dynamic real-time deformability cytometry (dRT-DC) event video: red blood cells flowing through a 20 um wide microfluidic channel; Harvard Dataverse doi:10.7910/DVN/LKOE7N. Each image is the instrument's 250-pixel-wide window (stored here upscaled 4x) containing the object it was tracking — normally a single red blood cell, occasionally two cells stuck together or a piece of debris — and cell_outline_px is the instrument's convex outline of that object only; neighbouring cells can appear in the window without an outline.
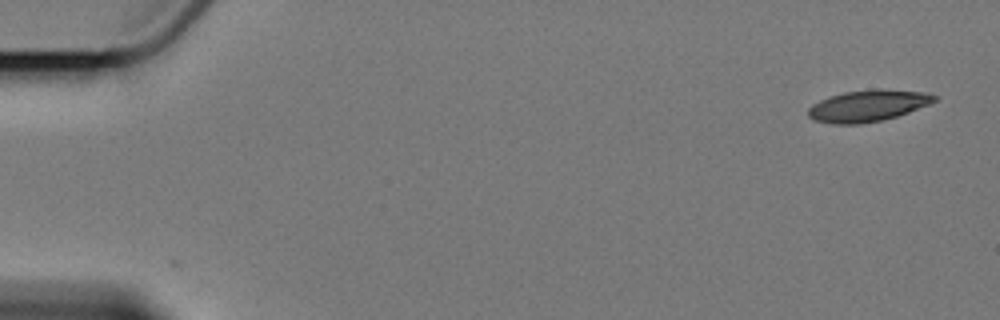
{"species": "Egyptian fruit bat (a non-hibernating species)", "species_latin": "Rousettus aegyptiacus", "temperature_condition": "cold", "stored_images_in_passage": 6, "camera_frame_rate_fps": 3000, "um_per_image_px": 0.085, "animal": {"sex": "female"}, "frame": {"image": 1, "passage_image": 1, "time_ms": 0.0, "image_size_px": [1000, 320], "cell_outline_px": [[940, 100], [908, 112], [896, 116], [880, 120], [860, 124], [836, 124], [812, 120], [808, 116], [808, 108], [812, 104], [828, 96], [844, 92], [876, 88], [928, 92], [940, 96]], "centroid_in_image_um": [73.8, 8.97], "position_along_channel_um": 11.2, "area_um2": 23.47}}